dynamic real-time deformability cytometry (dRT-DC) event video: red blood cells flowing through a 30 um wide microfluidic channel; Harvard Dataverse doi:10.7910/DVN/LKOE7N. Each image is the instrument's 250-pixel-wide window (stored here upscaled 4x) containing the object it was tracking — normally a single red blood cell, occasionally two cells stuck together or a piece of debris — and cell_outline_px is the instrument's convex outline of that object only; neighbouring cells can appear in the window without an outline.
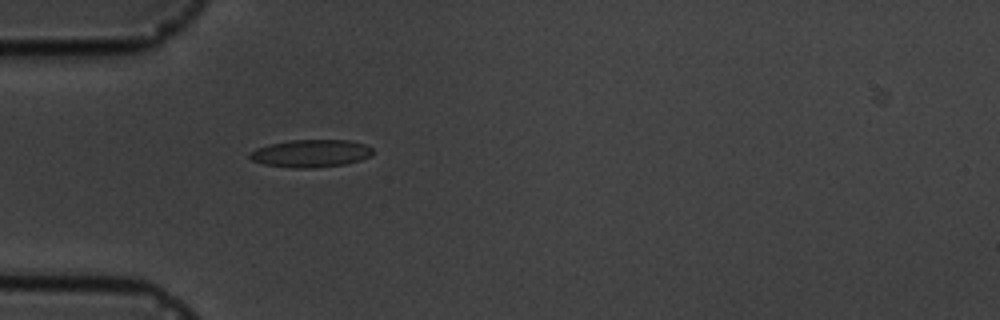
{"species": "common noctule bat (a hibernating species)", "species_latin": "Nyctalus noctula", "temperature_condition": "cold", "stored_images_in_passage": 1, "camera_frame_rate_fps": 3000, "um_per_image_px": 0.085, "animal": {"sex": "male", "body_mass_g": 19.5, "forearm_length_mm": 54.6}, "frame": {"image": 1, "passage_image": 1, "time_ms": 0.0, "image_size_px": [1000, 320], "cell_outline_px": [[372, 156], [360, 160], [344, 164], [312, 168], [296, 168], [264, 164], [252, 160], [248, 156], [256, 148], [288, 140], [348, 140], [364, 144], [372, 148]], "centroid_in_image_um": [26.44, 13.04], "position_along_channel_um": 58.6, "area_um2": 19.59}}